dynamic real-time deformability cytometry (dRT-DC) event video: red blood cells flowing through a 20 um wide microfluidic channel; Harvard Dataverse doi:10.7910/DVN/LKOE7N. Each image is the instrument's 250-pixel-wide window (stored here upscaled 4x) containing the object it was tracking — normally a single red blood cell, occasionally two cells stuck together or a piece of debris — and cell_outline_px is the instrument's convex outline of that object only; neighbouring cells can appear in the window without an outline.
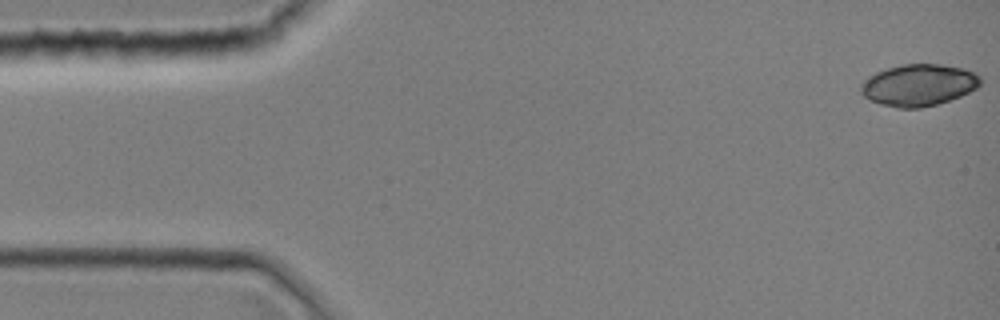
{"species": "common noctule bat (a hibernating species)", "species_latin": "Nyctalus noctula", "temperature_condition": "room temperature", "stored_images_in_passage": 39, "camera_frame_rate_fps": 3000, "um_per_image_px": 0.085, "animal": {"sex": "female", "body_mass_g": 19.0, "forearm_length_mm": 51.5}, "frame": {"image": 1, "passage_image": 1, "time_ms": 0.0, "image_size_px": [1000, 320], "cell_outline_px": [[980, 84], [976, 88], [960, 96], [936, 104], [920, 108], [896, 108], [880, 104], [864, 96], [860, 92], [860, 84], [868, 76], [876, 72], [900, 64], [940, 64], [964, 68], [980, 76]], "centroid_in_image_um": [78.05, 7.22], "position_along_channel_um": 6.9, "area_um2": 29.02}}
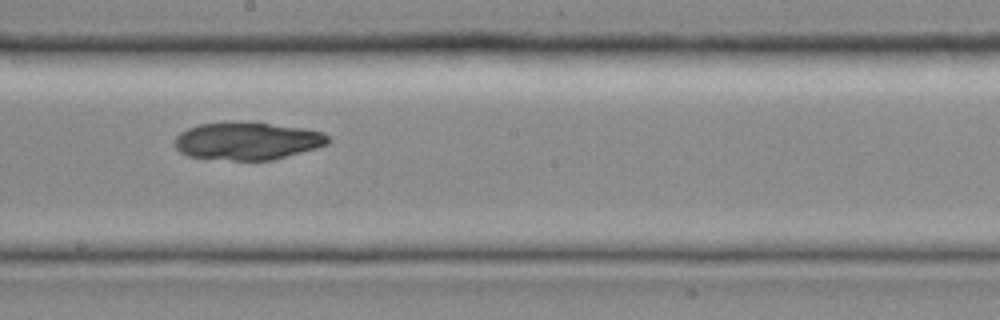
{"frame": {"image": 2, "passage_image": 22, "time_ms": 7.0, "image_size_px": [1000, 320], "cell_outline_px": [[332, 140], [328, 144], [316, 148], [272, 160], [232, 160], [188, 156], [180, 152], [172, 144], [176, 136], [180, 132], [188, 128], [200, 124], [268, 124], [304, 128], [324, 132]], "centroid_in_image_um": [21.04, 12.01], "position_along_channel_um": 227.2, "area_um2": 32.95}}
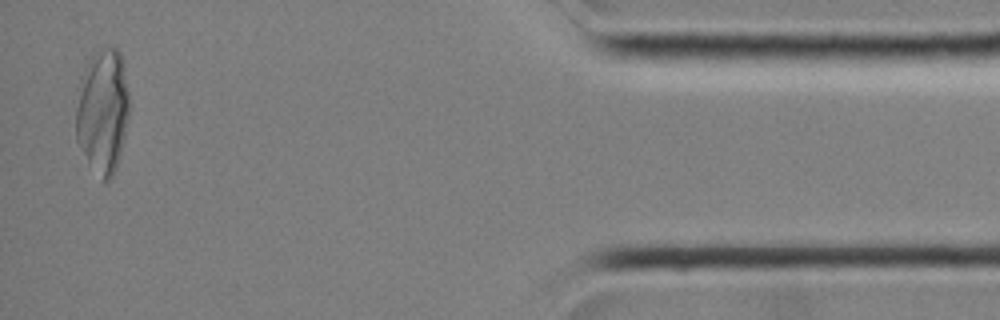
{"frame": {"image": 3, "passage_image": 38, "time_ms": 12.333, "image_size_px": [1000, 320], "cell_outline_px": [[128, 116], [124, 140], [116, 168], [112, 176], [108, 180], [104, 180], [88, 164], [76, 140], [76, 108], [80, 80], [84, 68], [88, 60], [100, 48], [116, 48], [120, 52], [124, 68], [128, 92]], "centroid_in_image_um": [8.71, 9.45], "position_along_channel_um": 426.5, "area_um2": 38.55}}